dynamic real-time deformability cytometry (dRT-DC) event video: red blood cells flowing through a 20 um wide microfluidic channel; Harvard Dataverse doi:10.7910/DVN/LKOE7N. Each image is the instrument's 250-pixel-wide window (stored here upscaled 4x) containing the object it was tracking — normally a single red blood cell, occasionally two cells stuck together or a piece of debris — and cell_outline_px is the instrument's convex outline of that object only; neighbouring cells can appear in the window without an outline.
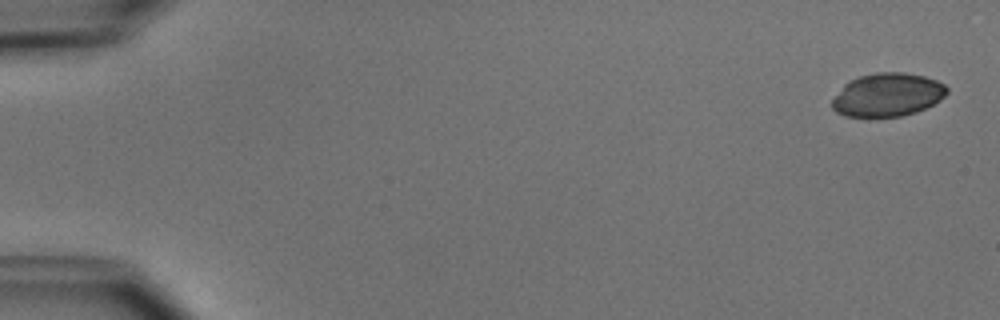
{"species": "common noctule bat (a hibernating species)", "species_latin": "Nyctalus noctula", "temperature_condition": "cold", "stored_images_in_passage": 5, "camera_frame_rate_fps": 3000, "um_per_image_px": 0.085, "animal": {"sex": "male", "body_mass_g": 15.6}, "frame": {"image": 1, "passage_image": 1, "time_ms": 0.0, "image_size_px": [1000, 320], "cell_outline_px": [[948, 92], [940, 100], [916, 112], [900, 116], [844, 116], [836, 112], [832, 108], [832, 100], [844, 84], [848, 80], [860, 76], [876, 72], [904, 72], [924, 76], [936, 80], [944, 84], [948, 88]], "centroid_in_image_um": [75.43, 8.04], "position_along_channel_um": 9.6, "area_um2": 28.9}}
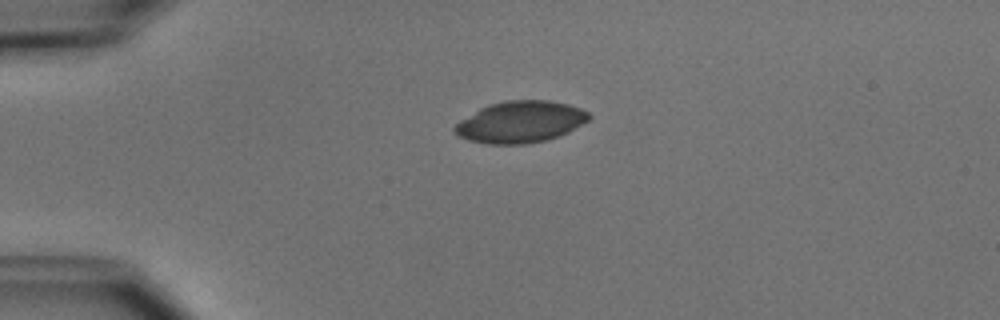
{"frame": {"image": 2, "passage_image": 4, "time_ms": 3.667, "image_size_px": [1000, 320], "cell_outline_px": [[592, 116], [588, 120], [568, 132], [560, 136], [544, 140], [524, 144], [488, 144], [468, 140], [452, 132], [452, 128], [460, 120], [480, 108], [488, 104], [508, 100], [552, 100], [568, 104], [580, 108], [588, 112]], "centroid_in_image_um": [44.22, 10.36], "position_along_channel_um": 40.8, "area_um2": 32.6}}